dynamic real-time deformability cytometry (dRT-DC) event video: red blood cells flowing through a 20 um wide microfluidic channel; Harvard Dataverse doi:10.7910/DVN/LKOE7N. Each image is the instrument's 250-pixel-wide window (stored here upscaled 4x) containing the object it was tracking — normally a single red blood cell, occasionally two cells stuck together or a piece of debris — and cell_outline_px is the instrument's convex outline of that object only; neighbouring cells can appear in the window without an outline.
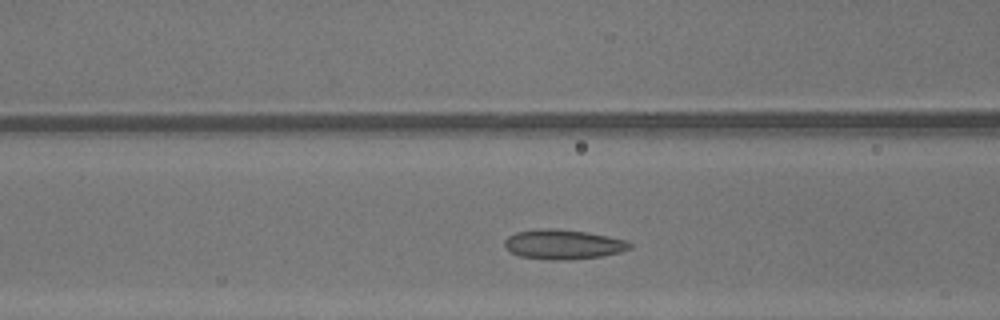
{"species": "common noctule bat (a hibernating species)", "species_latin": "Nyctalus noctula", "temperature_condition": "warm", "stored_images_in_passage": 28, "camera_frame_rate_fps": 3000, "um_per_image_px": 0.085, "animal": {"sex": "male", "body_mass_g": 13.3}, "frame": {"image": 1, "passage_image": 10, "time_ms": 3.0, "image_size_px": [1000, 320], "cell_outline_px": [[632, 248], [620, 252], [600, 256], [568, 260], [552, 260], [520, 256], [512, 252], [504, 244], [504, 240], [508, 236], [516, 232], [536, 228], [556, 228], [588, 232], [628, 240], [632, 244]], "centroid_in_image_um": [47.89, 20.75], "position_along_channel_um": 118.7, "area_um2": 21.79}}
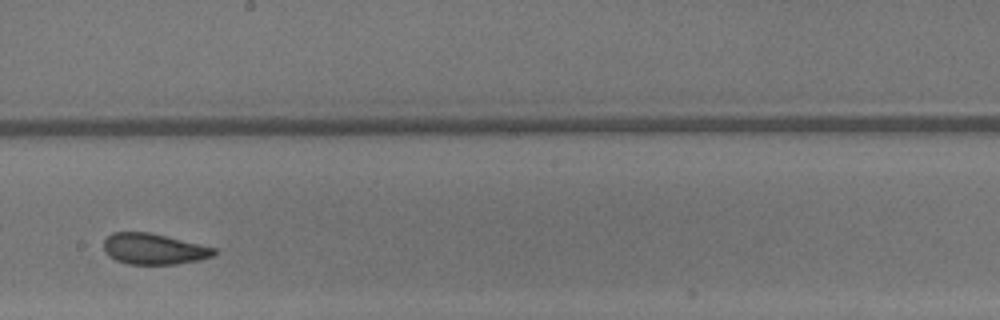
{"frame": {"image": 2, "passage_image": 18, "time_ms": 5.667, "image_size_px": [1000, 320], "cell_outline_px": [[216, 256], [200, 260], [176, 264], [128, 264], [116, 260], [104, 252], [104, 240], [112, 232], [148, 232], [216, 248]], "centroid_in_image_um": [13.08, 21.17], "position_along_channel_um": 235.1, "area_um2": 19.83}}
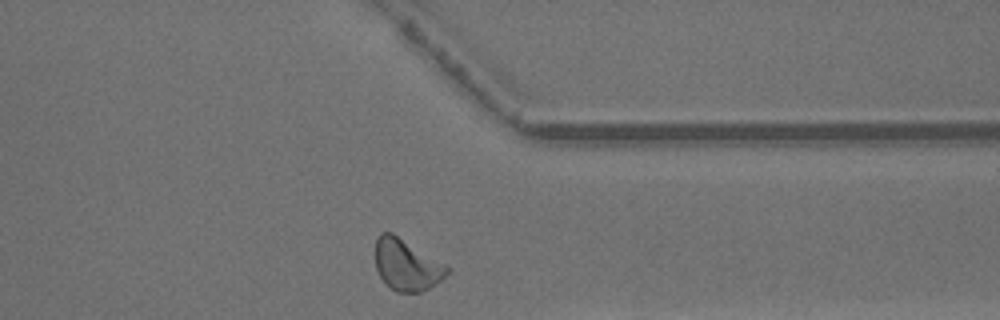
{"frame": {"image": 3, "passage_image": 28, "time_ms": 9.0, "image_size_px": [1000, 320], "cell_outline_px": [[452, 268], [440, 280], [428, 288], [420, 292], [396, 292], [388, 288], [384, 284], [376, 268], [376, 236], [380, 232], [392, 232], [448, 264]], "centroid_in_image_um": [34.57, 22.5], "position_along_channel_um": 376.8, "area_um2": 21.85}, "authors_computed_cell_mechanics": {"area_um2": 20.6346, "velocity_mm_per_s": 4.3552, "shape_relaxation_time_tau1_ms": null, "shape_relaxation_time_tau2_ms": 1.8949, "deformation_change_tau1": null, "deformation_change_tau2": 0.0712}}